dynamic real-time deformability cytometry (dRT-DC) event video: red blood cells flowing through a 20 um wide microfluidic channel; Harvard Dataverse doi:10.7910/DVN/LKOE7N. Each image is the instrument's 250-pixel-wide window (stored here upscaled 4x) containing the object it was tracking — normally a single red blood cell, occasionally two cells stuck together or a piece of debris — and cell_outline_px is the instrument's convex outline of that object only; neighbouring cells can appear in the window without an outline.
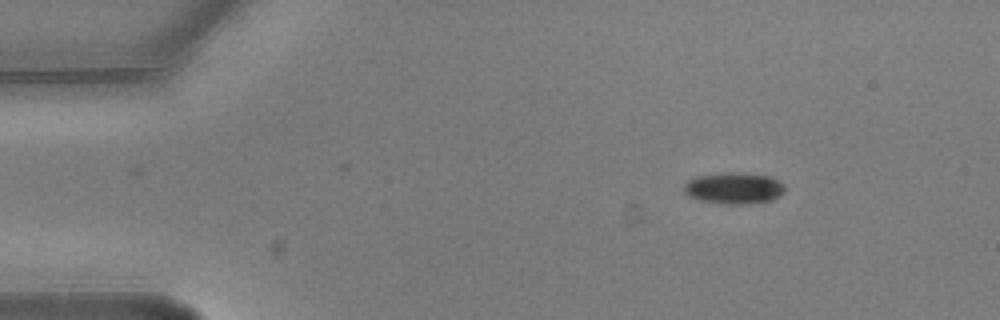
{"species": "common noctule bat (a hibernating species)", "species_latin": "Nyctalus noctula", "temperature_condition": "warm", "stored_images_in_passage": 8, "camera_frame_rate_fps": 3000, "um_per_image_px": 0.085, "animal": {"sex": "male", "body_mass_g": 20.5, "forearm_length_mm": 52.5}, "frame": {"image": 1, "passage_image": 1, "time_ms": 0.0, "image_size_px": [1000, 320], "cell_outline_px": [[784, 192], [780, 196], [772, 200], [748, 204], [720, 204], [696, 200], [688, 196], [684, 192], [684, 184], [688, 180], [696, 176], [728, 172], [732, 172], [772, 176], [784, 184]], "centroid_in_image_um": [62.37, 16.01], "position_along_channel_um": 22.6, "area_um2": 18.79}}
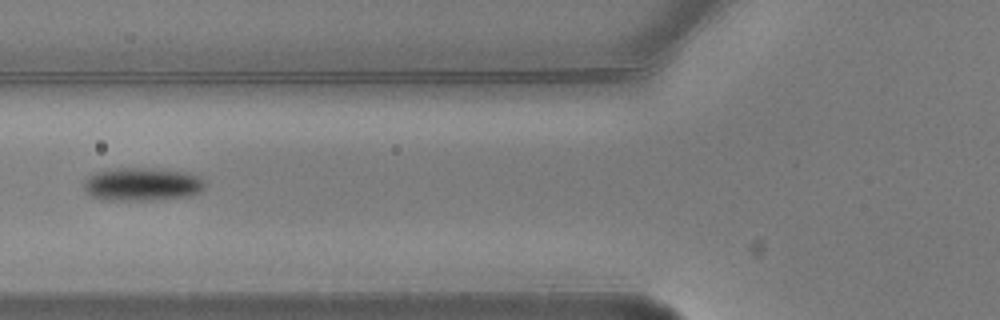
{"frame": {"image": 2, "passage_image": 5, "time_ms": 1.333, "image_size_px": [1000, 320], "cell_outline_px": [[204, 188], [200, 192], [188, 196], [152, 200], [104, 200], [92, 196], [84, 188], [84, 180], [88, 176], [96, 172], [120, 168], [144, 168], [184, 172], [200, 176], [204, 180]], "centroid_in_image_um": [12.08, 15.67], "position_along_channel_um": 113.7, "area_um2": 23.24}}
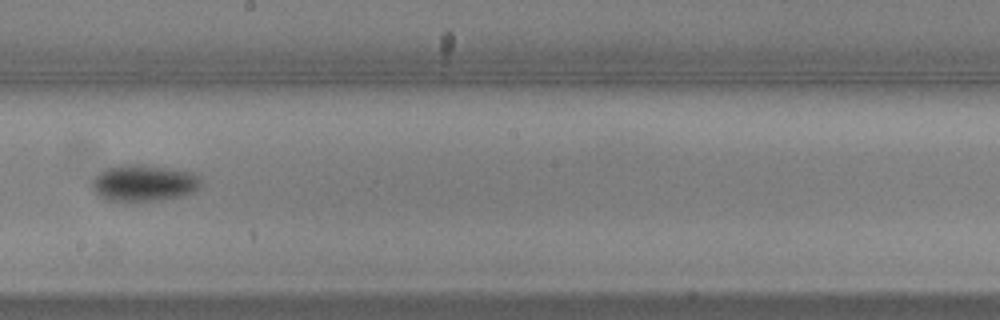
{"frame": {"image": 3, "passage_image": 8, "time_ms": 2.333, "image_size_px": [1000, 320], "cell_outline_px": [[200, 184], [196, 192], [180, 196], [156, 200], [108, 200], [100, 196], [92, 188], [92, 180], [96, 176], [108, 168], [116, 164], [144, 164], [192, 172], [200, 180]], "centroid_in_image_um": [12.23, 15.53], "position_along_channel_um": 236.0, "area_um2": 22.83}}